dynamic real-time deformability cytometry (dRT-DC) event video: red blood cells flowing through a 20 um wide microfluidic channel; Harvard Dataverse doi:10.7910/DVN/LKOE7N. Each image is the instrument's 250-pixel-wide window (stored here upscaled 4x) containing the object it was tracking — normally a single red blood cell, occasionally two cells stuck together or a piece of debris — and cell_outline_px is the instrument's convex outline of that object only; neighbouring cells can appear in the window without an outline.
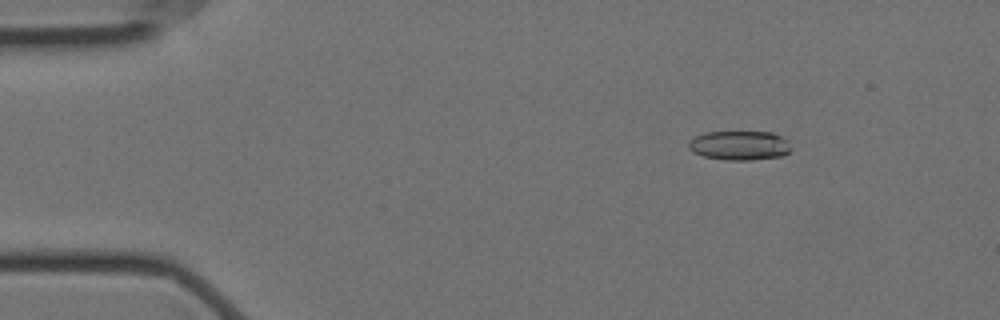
{"species": "Egyptian fruit bat (a non-hibernating species)", "species_latin": "Rousettus aegyptiacus", "temperature_condition": "cold", "stored_images_in_passage": 58, "camera_frame_rate_fps": 3000, "um_per_image_px": 0.085, "animal": {"sex": "female"}, "frame": {"image": 1, "passage_image": 8, "time_ms": 2.333, "image_size_px": [1000, 320], "cell_outline_px": [[792, 148], [784, 156], [752, 160], [728, 160], [704, 156], [692, 152], [688, 148], [688, 140], [704, 132], [772, 132], [788, 140]], "centroid_in_image_um": [62.87, 12.36], "position_along_channel_um": 22.1, "area_um2": 17.69}}
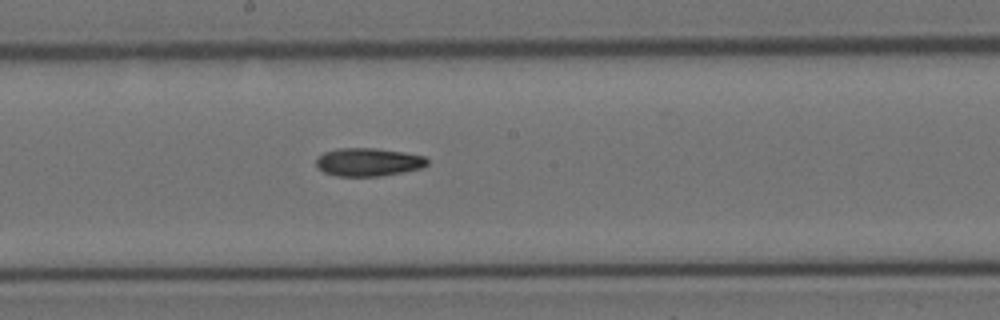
{"frame": {"image": 2, "passage_image": 31, "time_ms": 10.0, "image_size_px": [1000, 320], "cell_outline_px": [[428, 164], [420, 168], [380, 176], [336, 176], [324, 172], [316, 168], [316, 160], [324, 152], [340, 148], [376, 148], [404, 152], [424, 156], [428, 160]], "centroid_in_image_um": [31.28, 13.77], "position_along_channel_um": 216.9, "area_um2": 18.15}}
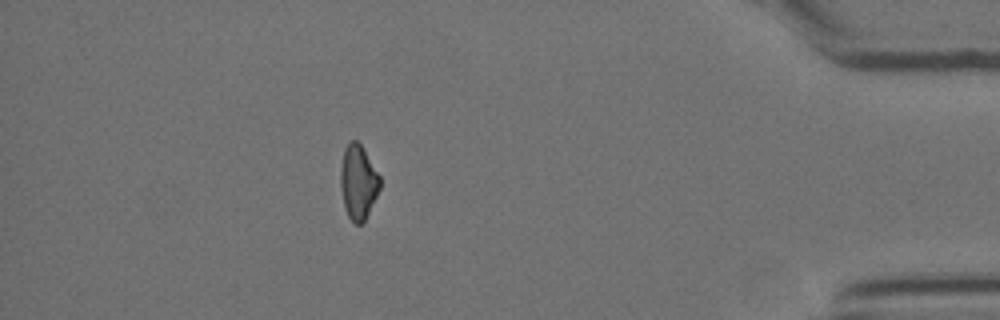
{"frame": {"image": 3, "passage_image": 51, "time_ms": 16.667, "image_size_px": [1000, 320], "cell_outline_px": [[380, 188], [364, 220], [360, 224], [356, 224], [348, 216], [344, 208], [340, 188], [340, 168], [344, 148], [352, 140], [356, 140], [360, 144], [380, 176]], "centroid_in_image_um": [30.42, 15.47], "position_along_channel_um": 404.8, "area_um2": 16.88}}